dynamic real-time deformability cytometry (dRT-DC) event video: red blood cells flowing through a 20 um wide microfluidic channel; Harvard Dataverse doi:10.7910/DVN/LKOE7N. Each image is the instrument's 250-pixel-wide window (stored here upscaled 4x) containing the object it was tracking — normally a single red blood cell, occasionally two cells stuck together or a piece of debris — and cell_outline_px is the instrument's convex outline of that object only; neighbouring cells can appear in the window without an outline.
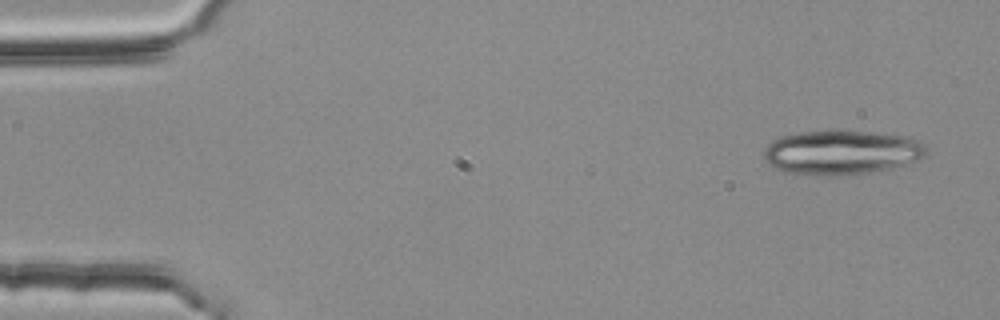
{"species": "common noctule bat (a hibernating species)", "species_latin": "Nyctalus noctula", "temperature_condition": "room temperature", "stored_images_in_passage": 20, "camera_frame_rate_fps": 3000, "um_per_image_px": 0.085, "animal": {"sex": "female", "body_mass_g": 25.1}, "frame": {"image": 1, "passage_image": 1, "time_ms": 0.0, "image_size_px": [1000, 320], "cell_outline_px": [[924, 156], [916, 160], [892, 168], [868, 172], [828, 176], [784, 172], [772, 168], [764, 160], [764, 148], [772, 140], [780, 136], [800, 132], [832, 128], [908, 136], [920, 140], [924, 144]], "centroid_in_image_um": [71.46, 12.92], "position_along_channel_um": 13.5, "area_um2": 42.6}}